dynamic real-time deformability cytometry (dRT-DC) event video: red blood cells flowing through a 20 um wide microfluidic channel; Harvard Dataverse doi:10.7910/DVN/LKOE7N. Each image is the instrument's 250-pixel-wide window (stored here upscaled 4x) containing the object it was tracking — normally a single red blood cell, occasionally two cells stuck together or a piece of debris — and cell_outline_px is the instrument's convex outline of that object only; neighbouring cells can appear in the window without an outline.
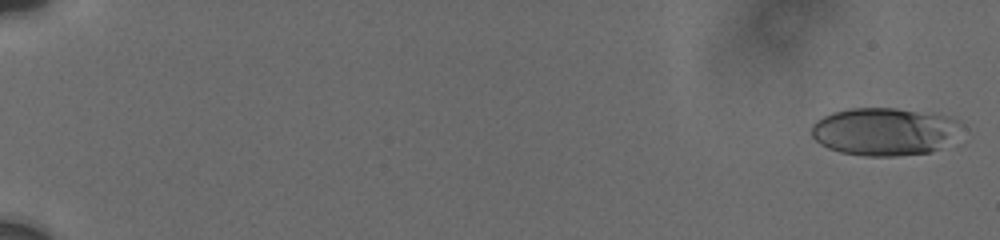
{"species": "human", "species_latin": "Homo sapiens", "temperature_condition": "cold", "stored_images_in_passage": 47, "camera_frame_rate_fps": 3000, "um_per_image_px": 0.085, "donor": {"sex": "male"}, "frame": {"image": 1, "passage_image": 1, "time_ms": 0.0, "image_size_px": [1000, 240], "cell_outline_px": [[968, 128], [940, 148], [932, 152], [896, 156], [864, 156], [840, 152], [828, 148], [820, 144], [812, 136], [812, 124], [816, 120], [832, 112], [848, 108], [896, 108], [948, 116], [960, 120]], "centroid_in_image_um": [75.24, 11.18], "position_along_channel_um": 9.8, "area_um2": 42.37}}
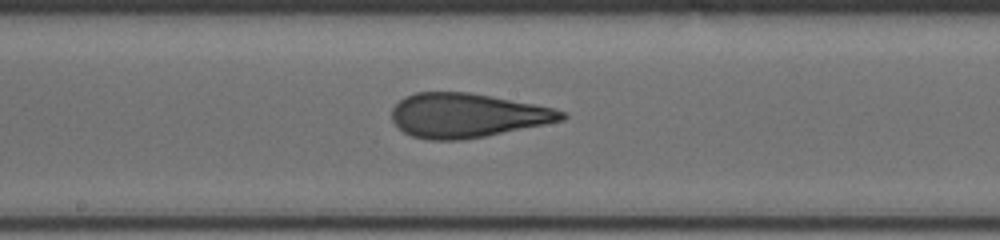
{"frame": {"image": 2, "passage_image": 26, "time_ms": 10.667, "image_size_px": [1000, 240], "cell_outline_px": [[568, 116], [564, 120], [484, 136], [460, 140], [428, 140], [412, 136], [404, 132], [392, 120], [392, 108], [404, 96], [416, 92], [468, 92], [536, 104], [556, 108], [564, 112]], "centroid_in_image_um": [39.7, 9.8], "position_along_channel_um": 208.5, "area_um2": 43.64}}
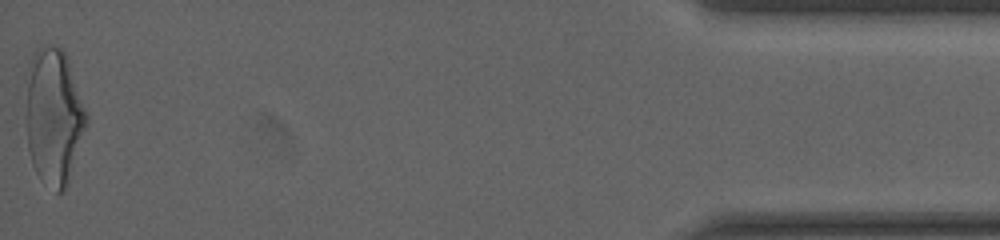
{"frame": {"image": 3, "passage_image": 47, "time_ms": 18.667, "image_size_px": [1000, 240], "cell_outline_px": [[88, 124], [68, 184], [64, 192], [56, 192], [36, 172], [32, 164], [28, 148], [28, 84], [32, 52], [36, 48], [48, 44], [60, 48], [64, 52], [68, 60], [88, 112]], "centroid_in_image_um": [4.63, 9.91], "position_along_channel_um": 430.6, "area_um2": 47.57}, "authors_computed_cell_mechanics": {"area_um2": 43.061, "velocity_mm_per_s": 3.7612, "shape_relaxation_time_tau1_ms": 7.3018, "shape_relaxation_time_tau2_ms": 0.9859, "deformation_change_tau1": 0.2226, "deformation_change_tau2": 0.0709}}